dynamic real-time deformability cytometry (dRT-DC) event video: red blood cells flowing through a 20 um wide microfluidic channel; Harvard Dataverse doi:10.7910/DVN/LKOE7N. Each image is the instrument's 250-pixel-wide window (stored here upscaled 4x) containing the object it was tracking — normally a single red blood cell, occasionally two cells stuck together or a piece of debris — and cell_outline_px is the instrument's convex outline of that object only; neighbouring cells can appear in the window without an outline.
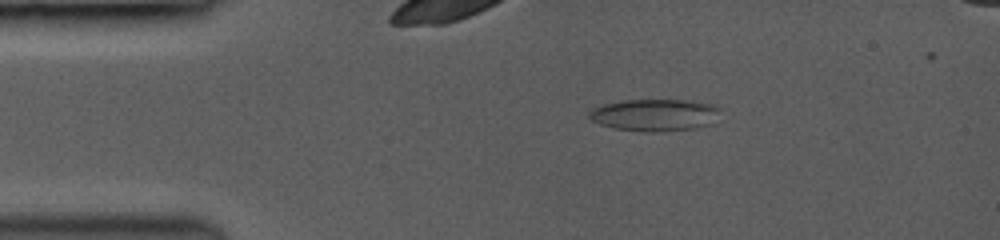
{"species": "common noctule bat (a hibernating species)", "species_latin": "Nyctalus noctula", "temperature_condition": "room temperature", "stored_images_in_passage": 41, "camera_frame_rate_fps": 3500, "um_per_image_px": 0.085, "animal": {"sex": "female", "body_mass_g": 19.0, "forearm_length_mm": 53.3}, "frame": {"image": 1, "passage_image": 1, "time_ms": 0.0, "image_size_px": [1000, 240], "cell_outline_px": [[720, 108], [712, 124], [696, 128], [656, 132], [640, 132], [616, 128], [600, 124], [592, 120], [588, 116], [588, 112], [592, 108], [600, 104], [620, 100], [692, 100], [720, 104]], "centroid_in_image_um": [55.67, 9.76], "position_along_channel_um": 29.3, "area_um2": 24.97}}
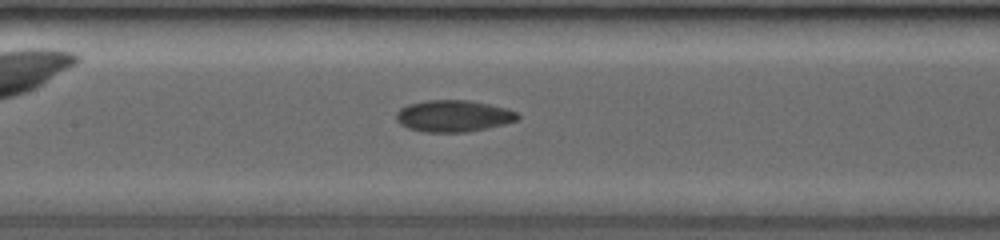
{"frame": {"image": 2, "passage_image": 14, "time_ms": 3.714, "image_size_px": [1000, 240], "cell_outline_px": [[520, 116], [516, 120], [504, 124], [488, 128], [468, 132], [424, 132], [408, 128], [400, 124], [396, 120], [396, 112], [400, 108], [408, 104], [432, 100], [464, 100], [504, 108], [516, 112]], "centroid_in_image_um": [38.49, 9.88], "position_along_channel_um": 168.9, "area_um2": 22.14}}
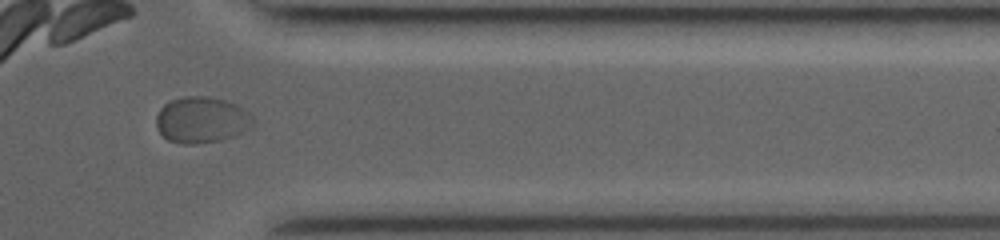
{"frame": {"image": 3, "passage_image": 34, "time_ms": 9.429, "image_size_px": [1000, 240], "cell_outline_px": [[256, 124], [252, 128], [236, 136], [220, 140], [192, 144], [184, 144], [168, 140], [160, 132], [156, 124], [156, 116], [160, 108], [164, 104], [172, 100], [184, 96], [208, 96], [228, 100], [252, 112], [256, 120]], "centroid_in_image_um": [17.23, 10.18], "position_along_channel_um": 394.2, "area_um2": 26.65}}